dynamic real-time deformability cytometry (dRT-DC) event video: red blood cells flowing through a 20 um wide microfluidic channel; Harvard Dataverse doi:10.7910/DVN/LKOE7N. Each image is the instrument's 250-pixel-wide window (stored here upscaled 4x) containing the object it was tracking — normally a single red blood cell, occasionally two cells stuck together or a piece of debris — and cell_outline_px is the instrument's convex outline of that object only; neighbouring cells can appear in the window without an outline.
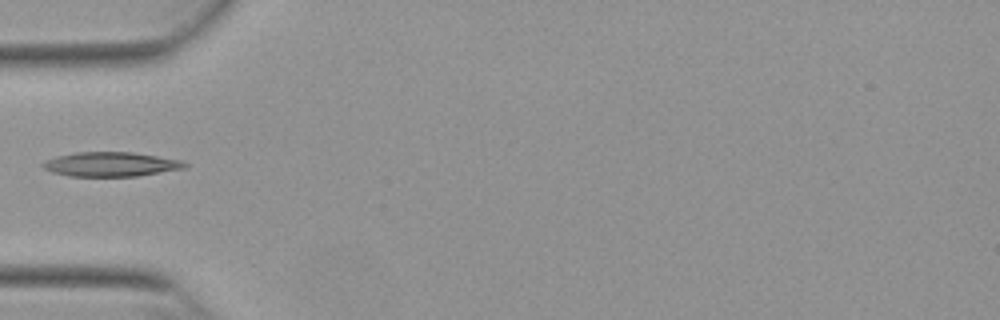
{"species": "Egyptian fruit bat (a non-hibernating species)", "species_latin": "Rousettus aegyptiacus", "temperature_condition": "warm", "stored_images_in_passage": 5, "camera_frame_rate_fps": 3000, "um_per_image_px": 0.085, "animal": {"sex": "female"}, "frame": {"image": 1, "passage_image": 1, "time_ms": 0.0, "image_size_px": [1000, 320], "cell_outline_px": [[188, 164], [184, 168], [136, 176], [68, 176], [52, 172], [44, 168], [40, 164], [56, 156], [76, 152], [132, 152], [184, 160]], "centroid_in_image_um": [9.43, 13.96], "position_along_channel_um": 75.6, "area_um2": 20.11}}
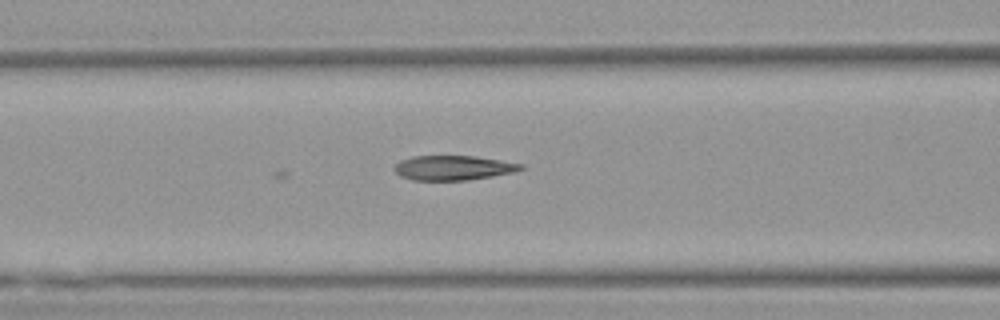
{"frame": {"image": 2, "passage_image": 5, "time_ms": 1.333, "image_size_px": [1000, 320], "cell_outline_px": [[524, 168], [516, 172], [468, 180], [412, 180], [400, 176], [392, 168], [400, 160], [412, 156], [476, 156], [524, 164]], "centroid_in_image_um": [38.53, 14.26], "position_along_channel_um": 128.1, "area_um2": 18.26}}